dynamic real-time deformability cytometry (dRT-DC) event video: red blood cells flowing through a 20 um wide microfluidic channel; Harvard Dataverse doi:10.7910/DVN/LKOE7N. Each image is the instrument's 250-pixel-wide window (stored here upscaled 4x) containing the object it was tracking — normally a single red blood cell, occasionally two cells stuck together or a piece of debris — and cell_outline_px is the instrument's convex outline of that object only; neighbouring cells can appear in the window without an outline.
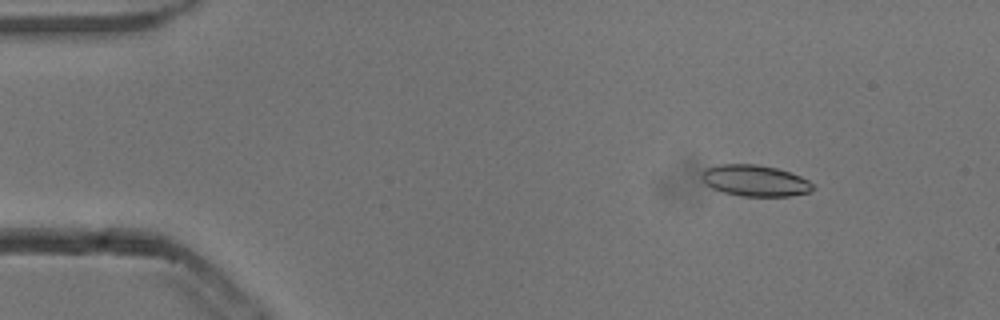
{"species": "common noctule bat (a hibernating species)", "species_latin": "Nyctalus noctula", "temperature_condition": "cold", "stored_images_in_passage": 38, "camera_frame_rate_fps": 3000, "um_per_image_px": 0.085, "animal": {"sex": "male", "body_mass_g": 13.3}, "frame": {"image": 1, "passage_image": 7, "time_ms": 2.0, "image_size_px": [1000, 320], "cell_outline_px": [[816, 188], [812, 192], [788, 196], [740, 196], [724, 192], [712, 188], [704, 184], [700, 176], [704, 168], [720, 164], [756, 164], [776, 168], [800, 176], [808, 180]], "centroid_in_image_um": [64.15, 15.35], "position_along_channel_um": 20.8, "area_um2": 20.4}}
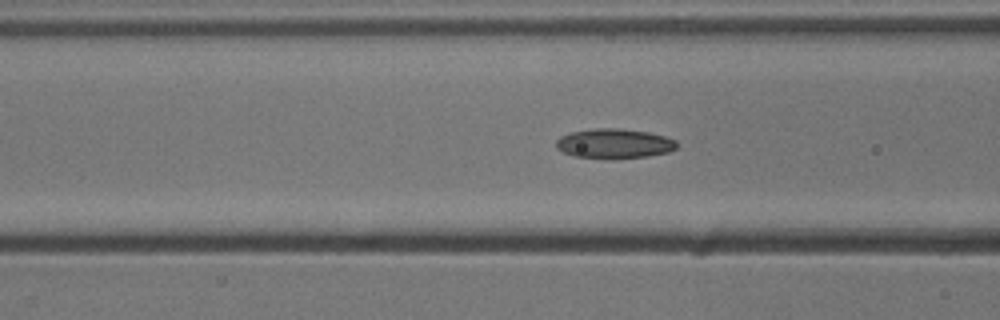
{"frame": {"image": 2, "passage_image": 21, "time_ms": 6.667, "image_size_px": [1000, 320], "cell_outline_px": [[676, 148], [668, 152], [648, 156], [612, 160], [576, 156], [564, 152], [556, 148], [556, 140], [560, 136], [572, 132], [596, 128], [620, 128], [648, 132], [664, 136], [676, 140]], "centroid_in_image_um": [52.21, 12.21], "position_along_channel_um": 114.4, "area_um2": 21.04}}
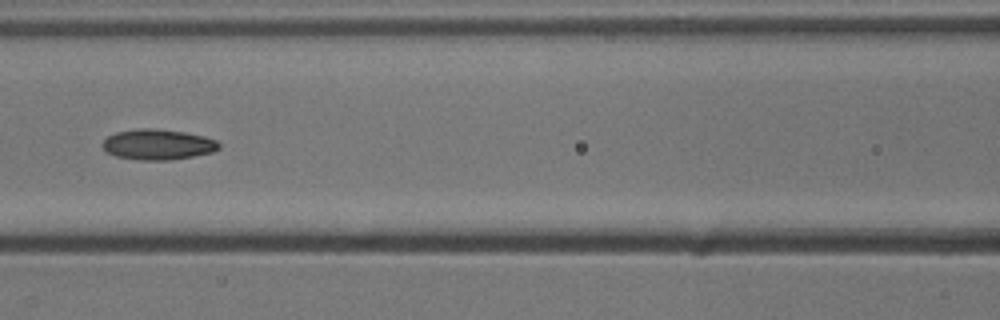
{"frame": {"image": 3, "passage_image": 24, "time_ms": 7.667, "image_size_px": [1000, 320], "cell_outline_px": [[220, 148], [212, 152], [192, 156], [168, 160], [140, 160], [116, 156], [108, 152], [104, 148], [104, 140], [108, 136], [116, 132], [140, 128], [152, 128], [184, 132], [204, 136], [216, 140], [220, 144]], "centroid_in_image_um": [13.44, 12.28], "position_along_channel_um": 153.2, "area_um2": 20.46}}